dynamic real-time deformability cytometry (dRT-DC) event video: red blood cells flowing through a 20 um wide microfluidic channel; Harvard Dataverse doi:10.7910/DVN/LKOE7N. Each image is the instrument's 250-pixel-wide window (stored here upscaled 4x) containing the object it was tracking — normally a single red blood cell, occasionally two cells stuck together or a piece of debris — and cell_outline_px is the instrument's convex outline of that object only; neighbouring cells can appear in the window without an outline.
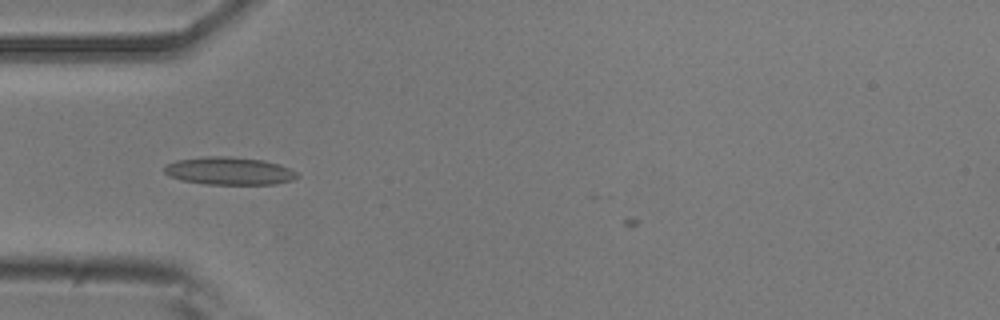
{"species": "common noctule bat (a hibernating species)", "species_latin": "Nyctalus noctula", "temperature_condition": "room temperature", "stored_images_in_passage": 4, "camera_frame_rate_fps": 3000, "um_per_image_px": 0.085, "animal": {"sex": "male", "body_mass_g": 20.5, "forearm_length_mm": 52.5}, "frame": {"image": 1, "passage_image": 1, "time_ms": 0.0, "image_size_px": [1000, 320], "cell_outline_px": [[300, 176], [292, 180], [276, 184], [204, 184], [180, 180], [168, 176], [164, 172], [164, 164], [176, 160], [204, 156], [228, 156], [264, 160], [280, 164], [296, 172]], "centroid_in_image_um": [19.44, 14.52], "position_along_channel_um": 65.6, "area_um2": 21.73}}